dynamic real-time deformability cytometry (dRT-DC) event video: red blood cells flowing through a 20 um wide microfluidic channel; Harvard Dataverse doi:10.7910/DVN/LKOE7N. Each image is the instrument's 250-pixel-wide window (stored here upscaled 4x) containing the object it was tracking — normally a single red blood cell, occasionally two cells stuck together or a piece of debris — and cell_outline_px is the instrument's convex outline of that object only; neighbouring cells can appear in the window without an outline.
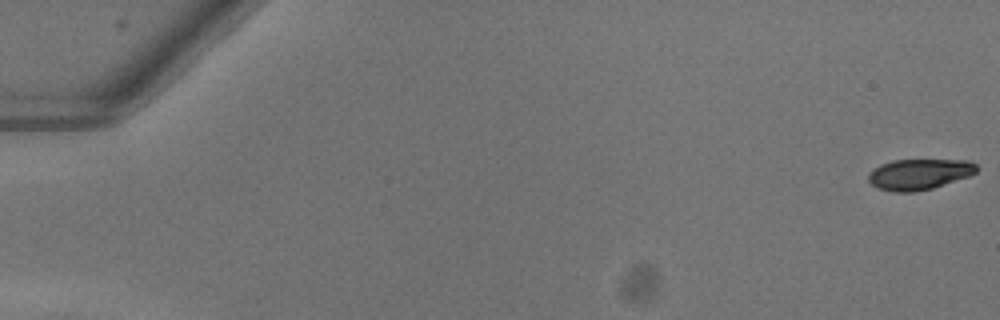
{"species": "common noctule bat (a hibernating species)", "species_latin": "Nyctalus noctula", "temperature_condition": "warm", "stored_images_in_passage": 53, "camera_frame_rate_fps": 3000, "um_per_image_px": 0.085, "animal": {"sex": "female"}, "frame": {"image": 1, "passage_image": 1, "time_ms": 0.0, "image_size_px": [1000, 320], "cell_outline_px": [[976, 172], [968, 176], [932, 188], [916, 192], [892, 192], [876, 188], [868, 180], [868, 176], [872, 168], [880, 164], [892, 160], [968, 160], [976, 164]], "centroid_in_image_um": [78.07, 14.81], "position_along_channel_um": 6.9, "area_um2": 19.42}}
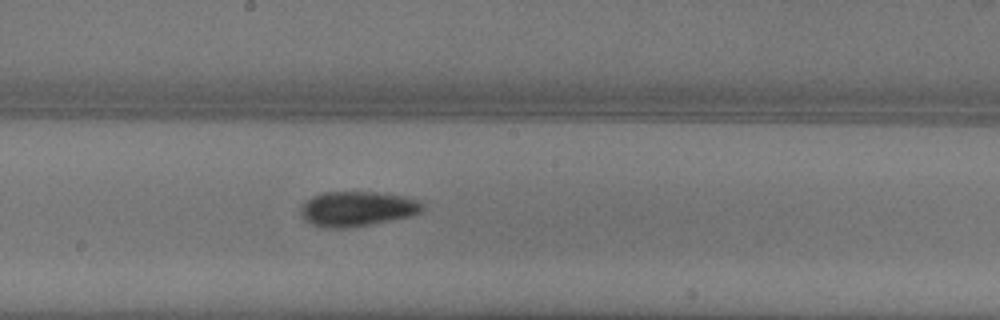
{"frame": {"image": 2, "passage_image": 30, "time_ms": 9.667, "image_size_px": [1000, 320], "cell_outline_px": [[424, 208], [420, 212], [412, 216], [352, 228], [324, 228], [312, 224], [304, 220], [300, 212], [300, 208], [304, 200], [312, 196], [324, 192], [376, 192], [404, 196], [416, 200]], "centroid_in_image_um": [30.3, 17.76], "position_along_channel_um": 217.9, "area_um2": 24.97}}
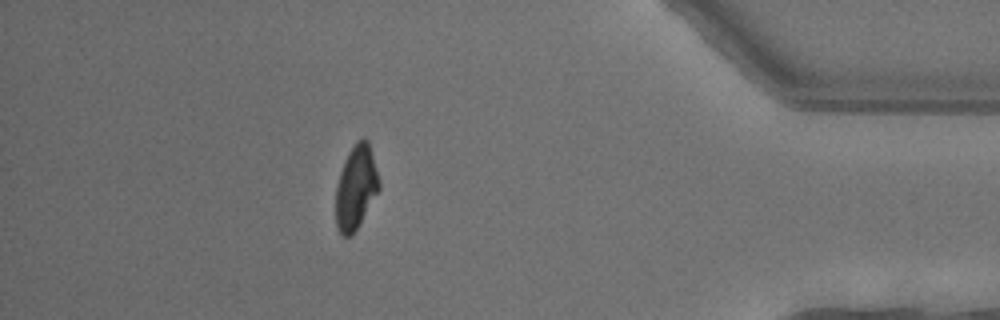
{"frame": {"image": 3, "passage_image": 47, "time_ms": 15.333, "image_size_px": [1000, 320], "cell_outline_px": [[380, 188], [352, 236], [340, 236], [336, 228], [336, 188], [340, 172], [344, 160], [348, 152], [356, 140], [364, 136], [368, 140], [380, 184]], "centroid_in_image_um": [30.23, 15.92], "position_along_channel_um": 405.0, "area_um2": 21.1}, "authors_computed_cell_mechanics": {"area_um2": 22.3108, "velocity_mm_per_s": 4.045, "shape_relaxation_time_tau1_ms": 2.7276, "shape_relaxation_time_tau2_ms": 6.2989, "deformation_change_tau1": 0.1556, "deformation_change_tau2": 0.0894}}